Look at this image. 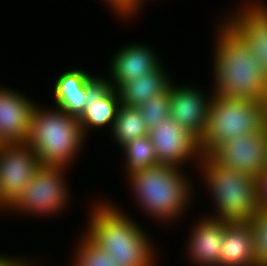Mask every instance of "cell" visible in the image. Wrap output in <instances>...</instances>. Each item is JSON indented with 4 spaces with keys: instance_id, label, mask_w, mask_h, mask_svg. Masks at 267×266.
<instances>
[{
    "instance_id": "10",
    "label": "cell",
    "mask_w": 267,
    "mask_h": 266,
    "mask_svg": "<svg viewBox=\"0 0 267 266\" xmlns=\"http://www.w3.org/2000/svg\"><path fill=\"white\" fill-rule=\"evenodd\" d=\"M148 136L155 149L158 164L181 168L182 164L194 160L196 169L198 168L202 157L198 139L171 117L151 128Z\"/></svg>"
},
{
    "instance_id": "19",
    "label": "cell",
    "mask_w": 267,
    "mask_h": 266,
    "mask_svg": "<svg viewBox=\"0 0 267 266\" xmlns=\"http://www.w3.org/2000/svg\"><path fill=\"white\" fill-rule=\"evenodd\" d=\"M138 76L135 80L126 82L118 88L121 104L128 107H139L150 98L164 93L171 84V77L162 66Z\"/></svg>"
},
{
    "instance_id": "26",
    "label": "cell",
    "mask_w": 267,
    "mask_h": 266,
    "mask_svg": "<svg viewBox=\"0 0 267 266\" xmlns=\"http://www.w3.org/2000/svg\"><path fill=\"white\" fill-rule=\"evenodd\" d=\"M260 210H267V166L256 177Z\"/></svg>"
},
{
    "instance_id": "18",
    "label": "cell",
    "mask_w": 267,
    "mask_h": 266,
    "mask_svg": "<svg viewBox=\"0 0 267 266\" xmlns=\"http://www.w3.org/2000/svg\"><path fill=\"white\" fill-rule=\"evenodd\" d=\"M91 76L79 68L62 72L53 86L55 107L78 118L86 106L87 80Z\"/></svg>"
},
{
    "instance_id": "9",
    "label": "cell",
    "mask_w": 267,
    "mask_h": 266,
    "mask_svg": "<svg viewBox=\"0 0 267 266\" xmlns=\"http://www.w3.org/2000/svg\"><path fill=\"white\" fill-rule=\"evenodd\" d=\"M208 155L226 168L256 178L267 166V128L222 141Z\"/></svg>"
},
{
    "instance_id": "6",
    "label": "cell",
    "mask_w": 267,
    "mask_h": 266,
    "mask_svg": "<svg viewBox=\"0 0 267 266\" xmlns=\"http://www.w3.org/2000/svg\"><path fill=\"white\" fill-rule=\"evenodd\" d=\"M266 107L267 101L212 94L207 126L198 140L200 153L209 154L222 141L263 130L266 127Z\"/></svg>"
},
{
    "instance_id": "15",
    "label": "cell",
    "mask_w": 267,
    "mask_h": 266,
    "mask_svg": "<svg viewBox=\"0 0 267 266\" xmlns=\"http://www.w3.org/2000/svg\"><path fill=\"white\" fill-rule=\"evenodd\" d=\"M120 49L111 59L108 77L112 88L118 89L122 84L138 76L143 77L162 64L156 51L145 43H131Z\"/></svg>"
},
{
    "instance_id": "12",
    "label": "cell",
    "mask_w": 267,
    "mask_h": 266,
    "mask_svg": "<svg viewBox=\"0 0 267 266\" xmlns=\"http://www.w3.org/2000/svg\"><path fill=\"white\" fill-rule=\"evenodd\" d=\"M168 91L170 117L199 140L207 126L212 93L209 96L192 84L179 86L173 81L168 86Z\"/></svg>"
},
{
    "instance_id": "5",
    "label": "cell",
    "mask_w": 267,
    "mask_h": 266,
    "mask_svg": "<svg viewBox=\"0 0 267 266\" xmlns=\"http://www.w3.org/2000/svg\"><path fill=\"white\" fill-rule=\"evenodd\" d=\"M37 105L26 142L36 152L41 165L68 167L79 157L87 137L77 117L54 106L43 108Z\"/></svg>"
},
{
    "instance_id": "1",
    "label": "cell",
    "mask_w": 267,
    "mask_h": 266,
    "mask_svg": "<svg viewBox=\"0 0 267 266\" xmlns=\"http://www.w3.org/2000/svg\"><path fill=\"white\" fill-rule=\"evenodd\" d=\"M214 45L212 93L216 96L267 101V72L248 46L223 22Z\"/></svg>"
},
{
    "instance_id": "2",
    "label": "cell",
    "mask_w": 267,
    "mask_h": 266,
    "mask_svg": "<svg viewBox=\"0 0 267 266\" xmlns=\"http://www.w3.org/2000/svg\"><path fill=\"white\" fill-rule=\"evenodd\" d=\"M109 201H97L85 233L119 266H156L157 255L146 231ZM155 250V251H154Z\"/></svg>"
},
{
    "instance_id": "14",
    "label": "cell",
    "mask_w": 267,
    "mask_h": 266,
    "mask_svg": "<svg viewBox=\"0 0 267 266\" xmlns=\"http://www.w3.org/2000/svg\"><path fill=\"white\" fill-rule=\"evenodd\" d=\"M236 10L221 21L248 46L267 72V9L247 3Z\"/></svg>"
},
{
    "instance_id": "17",
    "label": "cell",
    "mask_w": 267,
    "mask_h": 266,
    "mask_svg": "<svg viewBox=\"0 0 267 266\" xmlns=\"http://www.w3.org/2000/svg\"><path fill=\"white\" fill-rule=\"evenodd\" d=\"M219 266H256L254 237L249 222H226Z\"/></svg>"
},
{
    "instance_id": "4",
    "label": "cell",
    "mask_w": 267,
    "mask_h": 266,
    "mask_svg": "<svg viewBox=\"0 0 267 266\" xmlns=\"http://www.w3.org/2000/svg\"><path fill=\"white\" fill-rule=\"evenodd\" d=\"M198 168L214 201L216 214L213 212L208 217L227 222H249L260 210L255 177L226 168L208 154L202 155Z\"/></svg>"
},
{
    "instance_id": "21",
    "label": "cell",
    "mask_w": 267,
    "mask_h": 266,
    "mask_svg": "<svg viewBox=\"0 0 267 266\" xmlns=\"http://www.w3.org/2000/svg\"><path fill=\"white\" fill-rule=\"evenodd\" d=\"M120 148L126 158V175L158 165L155 149L148 135L135 138Z\"/></svg>"
},
{
    "instance_id": "3",
    "label": "cell",
    "mask_w": 267,
    "mask_h": 266,
    "mask_svg": "<svg viewBox=\"0 0 267 266\" xmlns=\"http://www.w3.org/2000/svg\"><path fill=\"white\" fill-rule=\"evenodd\" d=\"M187 178L180 168L162 164L127 175L135 202L161 223H174L189 209L194 188Z\"/></svg>"
},
{
    "instance_id": "11",
    "label": "cell",
    "mask_w": 267,
    "mask_h": 266,
    "mask_svg": "<svg viewBox=\"0 0 267 266\" xmlns=\"http://www.w3.org/2000/svg\"><path fill=\"white\" fill-rule=\"evenodd\" d=\"M107 77L92 75L87 80L86 106L77 118L85 137L93 128L113 129L121 101L118 89L112 88Z\"/></svg>"
},
{
    "instance_id": "28",
    "label": "cell",
    "mask_w": 267,
    "mask_h": 266,
    "mask_svg": "<svg viewBox=\"0 0 267 266\" xmlns=\"http://www.w3.org/2000/svg\"><path fill=\"white\" fill-rule=\"evenodd\" d=\"M258 1V2H257ZM248 3L250 6H258L260 8L267 9V3L265 1L260 2L259 0H253L251 2H245V4Z\"/></svg>"
},
{
    "instance_id": "13",
    "label": "cell",
    "mask_w": 267,
    "mask_h": 266,
    "mask_svg": "<svg viewBox=\"0 0 267 266\" xmlns=\"http://www.w3.org/2000/svg\"><path fill=\"white\" fill-rule=\"evenodd\" d=\"M36 102L15 89L0 87V144L26 142Z\"/></svg>"
},
{
    "instance_id": "7",
    "label": "cell",
    "mask_w": 267,
    "mask_h": 266,
    "mask_svg": "<svg viewBox=\"0 0 267 266\" xmlns=\"http://www.w3.org/2000/svg\"><path fill=\"white\" fill-rule=\"evenodd\" d=\"M68 167L41 165L18 198L5 210L48 217L66 210L71 199L65 181ZM70 196V197H69Z\"/></svg>"
},
{
    "instance_id": "29",
    "label": "cell",
    "mask_w": 267,
    "mask_h": 266,
    "mask_svg": "<svg viewBox=\"0 0 267 266\" xmlns=\"http://www.w3.org/2000/svg\"><path fill=\"white\" fill-rule=\"evenodd\" d=\"M265 125H266V128H267V107H266V123H265Z\"/></svg>"
},
{
    "instance_id": "23",
    "label": "cell",
    "mask_w": 267,
    "mask_h": 266,
    "mask_svg": "<svg viewBox=\"0 0 267 266\" xmlns=\"http://www.w3.org/2000/svg\"><path fill=\"white\" fill-rule=\"evenodd\" d=\"M137 108L141 112L149 130L157 126L170 117V93L168 89L164 93L150 98Z\"/></svg>"
},
{
    "instance_id": "20",
    "label": "cell",
    "mask_w": 267,
    "mask_h": 266,
    "mask_svg": "<svg viewBox=\"0 0 267 266\" xmlns=\"http://www.w3.org/2000/svg\"><path fill=\"white\" fill-rule=\"evenodd\" d=\"M149 129L137 107L120 105L111 132L119 148L127 142L148 135Z\"/></svg>"
},
{
    "instance_id": "16",
    "label": "cell",
    "mask_w": 267,
    "mask_h": 266,
    "mask_svg": "<svg viewBox=\"0 0 267 266\" xmlns=\"http://www.w3.org/2000/svg\"><path fill=\"white\" fill-rule=\"evenodd\" d=\"M226 222L203 216L194 224L186 243V255L192 265L219 266Z\"/></svg>"
},
{
    "instance_id": "27",
    "label": "cell",
    "mask_w": 267,
    "mask_h": 266,
    "mask_svg": "<svg viewBox=\"0 0 267 266\" xmlns=\"http://www.w3.org/2000/svg\"><path fill=\"white\" fill-rule=\"evenodd\" d=\"M31 259H27L22 256L21 257H16V256H5V254H0V266H35L33 260L30 261ZM33 262V263H32Z\"/></svg>"
},
{
    "instance_id": "8",
    "label": "cell",
    "mask_w": 267,
    "mask_h": 266,
    "mask_svg": "<svg viewBox=\"0 0 267 266\" xmlns=\"http://www.w3.org/2000/svg\"><path fill=\"white\" fill-rule=\"evenodd\" d=\"M41 166L27 142L0 144V209L3 212L30 183Z\"/></svg>"
},
{
    "instance_id": "24",
    "label": "cell",
    "mask_w": 267,
    "mask_h": 266,
    "mask_svg": "<svg viewBox=\"0 0 267 266\" xmlns=\"http://www.w3.org/2000/svg\"><path fill=\"white\" fill-rule=\"evenodd\" d=\"M249 223L254 237L256 266H267V210H259Z\"/></svg>"
},
{
    "instance_id": "22",
    "label": "cell",
    "mask_w": 267,
    "mask_h": 266,
    "mask_svg": "<svg viewBox=\"0 0 267 266\" xmlns=\"http://www.w3.org/2000/svg\"><path fill=\"white\" fill-rule=\"evenodd\" d=\"M77 242L75 255L71 266H119L110 255L98 246L85 232Z\"/></svg>"
},
{
    "instance_id": "25",
    "label": "cell",
    "mask_w": 267,
    "mask_h": 266,
    "mask_svg": "<svg viewBox=\"0 0 267 266\" xmlns=\"http://www.w3.org/2000/svg\"><path fill=\"white\" fill-rule=\"evenodd\" d=\"M105 3L111 7L116 15L121 17L120 20L124 18V20H128L139 13L143 7L144 0H105Z\"/></svg>"
}]
</instances>
